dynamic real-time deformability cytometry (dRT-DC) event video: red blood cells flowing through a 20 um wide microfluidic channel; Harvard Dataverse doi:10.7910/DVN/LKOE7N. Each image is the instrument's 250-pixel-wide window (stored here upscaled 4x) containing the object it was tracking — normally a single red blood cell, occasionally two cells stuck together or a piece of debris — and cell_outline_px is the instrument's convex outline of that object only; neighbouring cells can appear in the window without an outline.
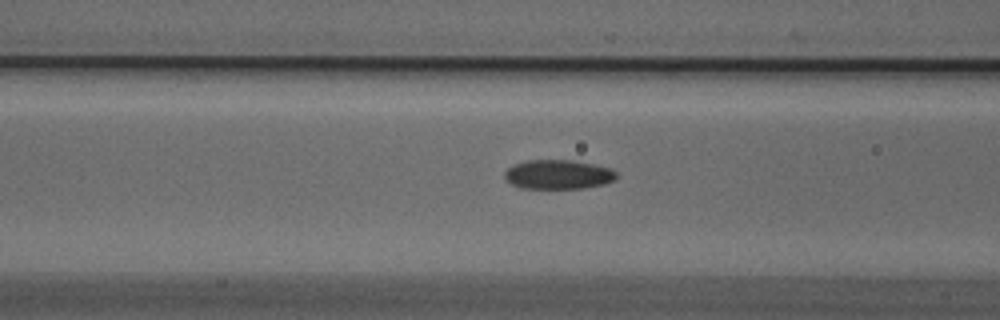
{"species": "Egyptian fruit bat (a non-hibernating species)", "species_latin": "Rousettus aegyptiacus", "temperature_condition": "cold", "stored_images_in_passage": 14, "camera_frame_rate_fps": 3000, "um_per_image_px": 0.085, "animal": {"sex": "male"}, "frame": {"image": 1, "passage_image": 12, "time_ms": 3.667, "image_size_px": [1000, 320], "cell_outline_px": [[616, 180], [604, 184], [584, 188], [520, 188], [504, 180], [504, 172], [512, 164], [528, 160], [572, 160], [612, 168], [616, 172]], "centroid_in_image_um": [47.42, 14.83], "position_along_channel_um": 119.2, "area_um2": 19.25}}